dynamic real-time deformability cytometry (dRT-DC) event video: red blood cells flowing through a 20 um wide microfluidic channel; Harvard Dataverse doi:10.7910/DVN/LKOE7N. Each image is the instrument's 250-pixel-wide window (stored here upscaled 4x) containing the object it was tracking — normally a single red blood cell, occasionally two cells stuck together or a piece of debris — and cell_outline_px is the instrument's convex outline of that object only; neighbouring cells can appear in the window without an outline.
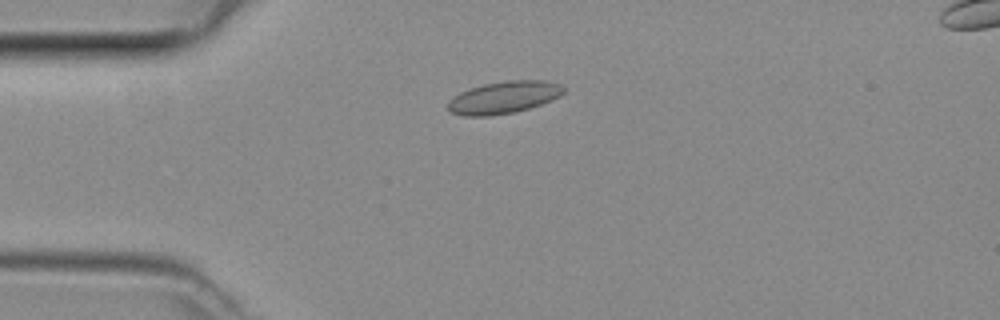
{"species": "common noctule bat (a hibernating species)", "species_latin": "Nyctalus noctula", "temperature_condition": "room temperature", "stored_images_in_passage": 7, "camera_frame_rate_fps": 3000, "um_per_image_px": 0.085, "animal": {"sex": "female", "body_mass_g": 29.2, "forearm_length_mm": 56.3}, "frame": {"image": 1, "passage_image": 1, "time_ms": 0.0, "image_size_px": [1000, 320], "cell_outline_px": [[564, 92], [560, 96], [552, 100], [516, 112], [488, 116], [464, 116], [452, 112], [448, 108], [448, 100], [452, 96], [468, 88], [484, 84], [508, 80], [544, 80], [560, 84], [564, 88]], "centroid_in_image_um": [42.81, 8.27], "position_along_channel_um": 42.2, "area_um2": 21.79}}
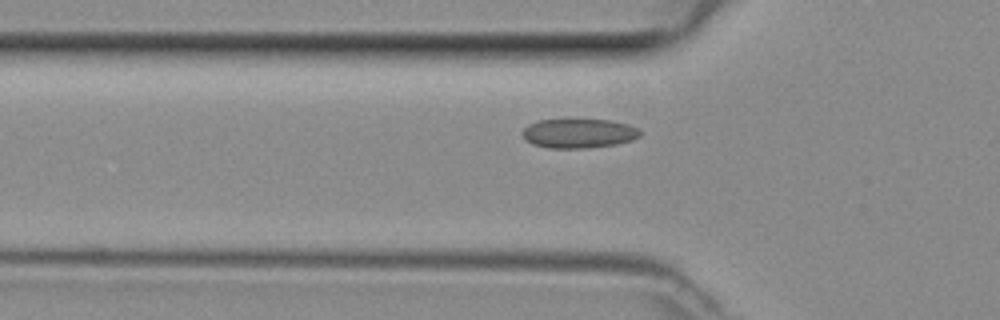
{"frame": {"image": 2, "passage_image": 5, "time_ms": 1.333, "image_size_px": [1000, 320], "cell_outline_px": [[640, 136], [632, 140], [616, 144], [588, 148], [548, 148], [532, 144], [524, 140], [520, 132], [528, 124], [536, 120], [612, 120], [628, 124], [640, 128]], "centroid_in_image_um": [49.16, 11.34], "position_along_channel_um": 76.6, "area_um2": 20.35}}